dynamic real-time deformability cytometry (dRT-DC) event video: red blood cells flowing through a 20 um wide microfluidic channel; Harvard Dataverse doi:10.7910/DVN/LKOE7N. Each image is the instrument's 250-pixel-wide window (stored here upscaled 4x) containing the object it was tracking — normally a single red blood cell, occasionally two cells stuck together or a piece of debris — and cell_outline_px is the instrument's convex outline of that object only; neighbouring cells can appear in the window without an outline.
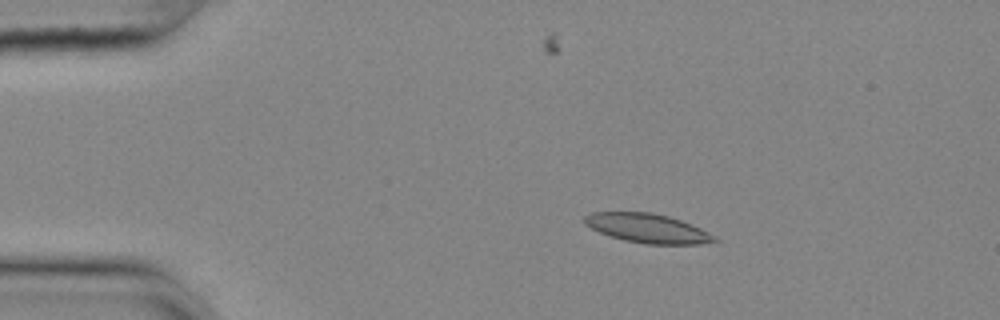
{"species": "common noctule bat (a hibernating species)", "species_latin": "Nyctalus noctula", "temperature_condition": "cold", "stored_images_in_passage": 47, "camera_frame_rate_fps": 3000, "um_per_image_px": 0.085, "animal": {"sex": "female", "body_mass_g": 25.1}, "frame": {"image": 1, "passage_image": 1, "time_ms": 0.0, "image_size_px": [1000, 320], "cell_outline_px": [[720, 240], [700, 244], [644, 244], [624, 240], [600, 232], [584, 224], [584, 216], [592, 212], [652, 212], [668, 216], [692, 224], [716, 236]], "centroid_in_image_um": [55.06, 19.4], "position_along_channel_um": 29.9, "area_um2": 22.02}}
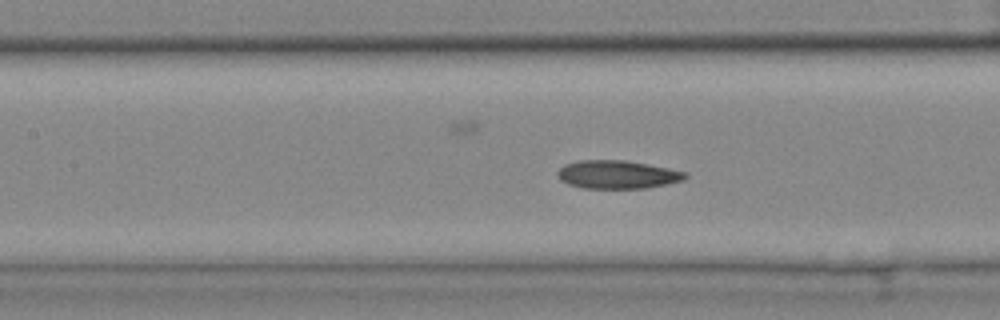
{"frame": {"image": 2, "passage_image": 16, "time_ms": 5.0, "image_size_px": [1000, 320], "cell_outline_px": [[688, 176], [684, 180], [648, 188], [584, 188], [568, 184], [560, 180], [556, 176], [556, 172], [564, 164], [580, 160], [624, 160], [648, 164], [688, 172]], "centroid_in_image_um": [52.47, 14.83], "position_along_channel_um": 154.9, "area_um2": 21.15}}
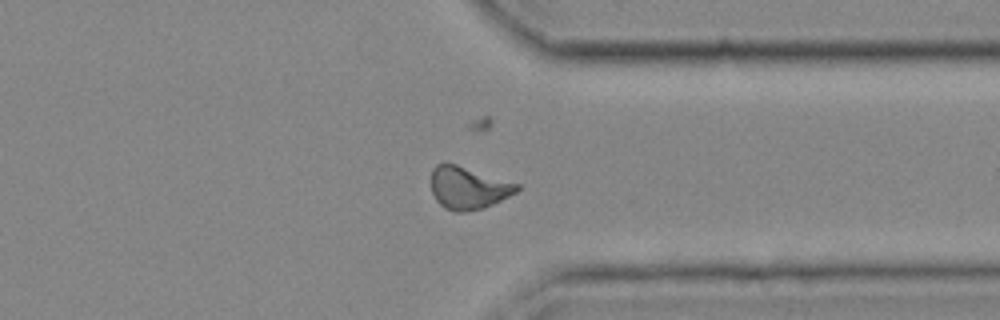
{"frame": {"image": 3, "passage_image": 34, "time_ms": 11.0, "image_size_px": [1000, 320], "cell_outline_px": [[520, 188], [516, 192], [484, 208], [464, 212], [456, 212], [444, 208], [436, 200], [432, 192], [432, 168], [436, 164], [456, 164], [520, 184]], "centroid_in_image_um": [39.79, 15.98], "position_along_channel_um": 371.6, "area_um2": 21.04}, "authors_computed_cell_mechanics": {"area_um2": 21.097, "velocity_mm_per_s": 3.6236, "shape_relaxation_time_tau1_ms": null, "shape_relaxation_time_tau2_ms": 4.4514, "deformation_change_tau1": null, "deformation_change_tau2": 0.1024}}